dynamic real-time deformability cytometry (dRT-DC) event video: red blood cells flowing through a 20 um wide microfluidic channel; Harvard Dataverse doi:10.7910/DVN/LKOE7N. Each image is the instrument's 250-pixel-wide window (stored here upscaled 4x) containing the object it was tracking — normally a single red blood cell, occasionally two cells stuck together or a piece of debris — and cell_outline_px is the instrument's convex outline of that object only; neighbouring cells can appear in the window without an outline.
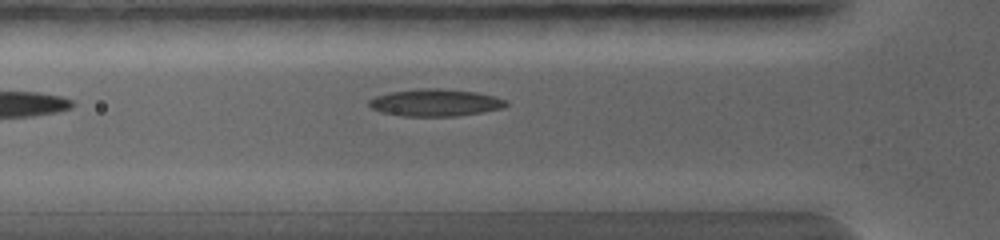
{"species": "common noctule bat (a hibernating species)", "species_latin": "Nyctalus noctula", "temperature_condition": "warm", "stored_images_in_passage": 2, "camera_frame_rate_fps": 5000, "um_per_image_px": 0.085, "animal": {"sex": "female", "body_mass_g": 19.0, "forearm_length_mm": 56.7}, "frame": {"image": 1, "passage_image": 2, "time_ms": 1.0, "image_size_px": [1000, 240], "cell_outline_px": [[508, 104], [504, 108], [456, 116], [400, 116], [380, 112], [372, 108], [368, 104], [368, 100], [376, 96], [392, 92], [420, 88], [440, 88], [476, 92], [508, 100]], "centroid_in_image_um": [36.99, 8.72], "position_along_channel_um": 88.8, "area_um2": 21.68}}